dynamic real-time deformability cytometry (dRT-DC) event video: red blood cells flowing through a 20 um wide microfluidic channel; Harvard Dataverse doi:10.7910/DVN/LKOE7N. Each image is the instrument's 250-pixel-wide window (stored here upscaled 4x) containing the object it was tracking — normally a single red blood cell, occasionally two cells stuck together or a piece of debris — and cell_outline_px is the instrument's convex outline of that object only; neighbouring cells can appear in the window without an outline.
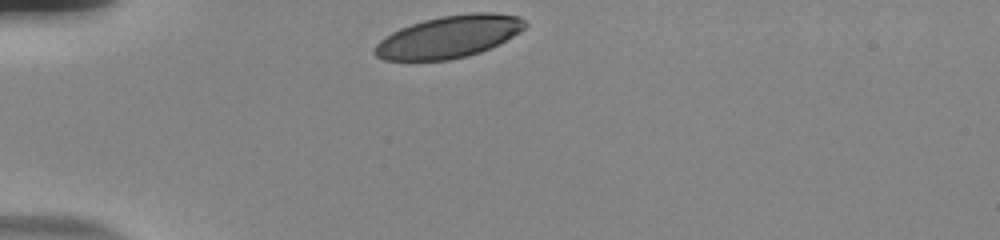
{"species": "human", "species_latin": "Homo sapiens", "temperature_condition": "room temperature", "stored_images_in_passage": 32, "camera_frame_rate_fps": 3000, "um_per_image_px": 0.085, "donor": {"sex": "male"}, "frame": {"image": 1, "passage_image": 1, "time_ms": 0.0, "image_size_px": [1000, 240], "cell_outline_px": [[528, 24], [520, 32], [500, 44], [480, 52], [448, 60], [384, 60], [376, 56], [372, 52], [376, 44], [384, 36], [400, 28], [424, 20], [440, 16], [472, 12], [492, 12], [520, 16]], "centroid_in_image_um": [38.17, 3.11], "position_along_channel_um": 46.8, "area_um2": 37.05}}
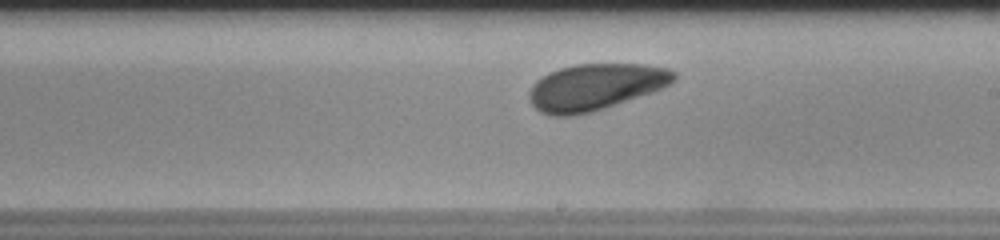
{"frame": {"image": 2, "passage_image": 19, "time_ms": 6.0, "image_size_px": [1000, 240], "cell_outline_px": [[676, 80], [652, 92], [592, 112], [572, 116], [552, 116], [540, 112], [532, 104], [528, 96], [528, 92], [532, 84], [536, 80], [548, 72], [560, 68], [576, 64], [644, 64], [668, 68], [676, 72]], "centroid_in_image_um": [50.58, 7.39], "position_along_channel_um": 238.4, "area_um2": 39.25}}
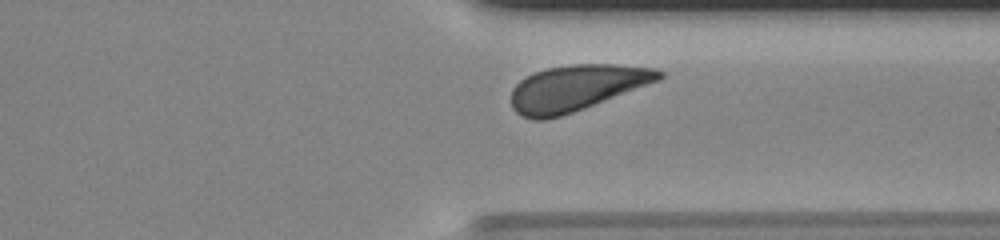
{"frame": {"image": 3, "passage_image": 29, "time_ms": 9.333, "image_size_px": [1000, 240], "cell_outline_px": [[664, 76], [660, 80], [584, 108], [560, 116], [544, 120], [532, 120], [520, 116], [512, 108], [512, 88], [520, 80], [536, 72], [548, 68], [572, 64], [616, 64], [656, 68], [664, 72]], "centroid_in_image_um": [49.0, 7.47], "position_along_channel_um": 362.4, "area_um2": 39.42}, "authors_computed_cell_mechanics": {"area_um2": 39.0728, "velocity_mm_per_s": 3.7054, "shape_relaxation_time_tau1_ms": 2.93, "shape_relaxation_time_tau2_ms": null, "deformation_change_tau1": 0.1259, "deformation_change_tau2": null}}